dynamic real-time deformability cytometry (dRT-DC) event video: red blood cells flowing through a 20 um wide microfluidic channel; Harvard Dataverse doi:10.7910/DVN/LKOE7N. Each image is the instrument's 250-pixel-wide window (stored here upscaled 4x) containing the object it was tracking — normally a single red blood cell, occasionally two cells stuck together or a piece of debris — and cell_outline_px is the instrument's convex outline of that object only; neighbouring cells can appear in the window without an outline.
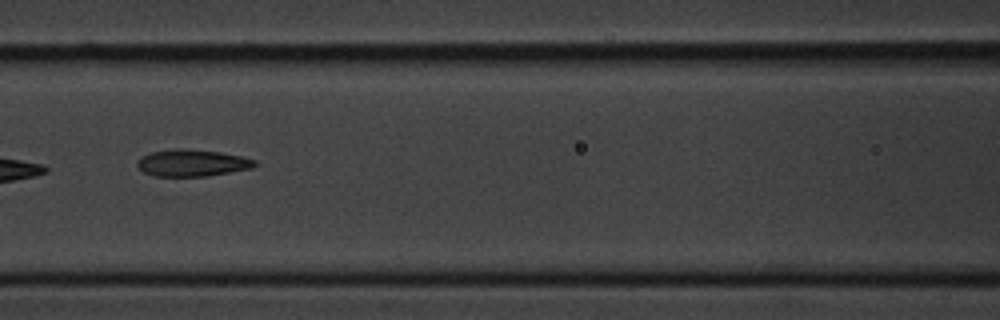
{"species": "common noctule bat (a hibernating species)", "species_latin": "Nyctalus noctula", "temperature_condition": "cold", "stored_images_in_passage": 8, "camera_frame_rate_fps": 3000, "um_per_image_px": 0.085, "animal": {"sex": "male", "body_mass_g": 20.1, "forearm_length_mm": 53.5}, "frame": {"image": 1, "passage_image": 7, "time_ms": 7.333, "image_size_px": [1000, 320], "cell_outline_px": [[256, 164], [252, 168], [208, 176], [156, 176], [144, 172], [136, 164], [140, 156], [152, 152], [172, 148], [184, 148], [220, 152], [240, 156], [256, 160]], "centroid_in_image_um": [16.31, 13.84], "position_along_channel_um": 150.3, "area_um2": 18.38}}